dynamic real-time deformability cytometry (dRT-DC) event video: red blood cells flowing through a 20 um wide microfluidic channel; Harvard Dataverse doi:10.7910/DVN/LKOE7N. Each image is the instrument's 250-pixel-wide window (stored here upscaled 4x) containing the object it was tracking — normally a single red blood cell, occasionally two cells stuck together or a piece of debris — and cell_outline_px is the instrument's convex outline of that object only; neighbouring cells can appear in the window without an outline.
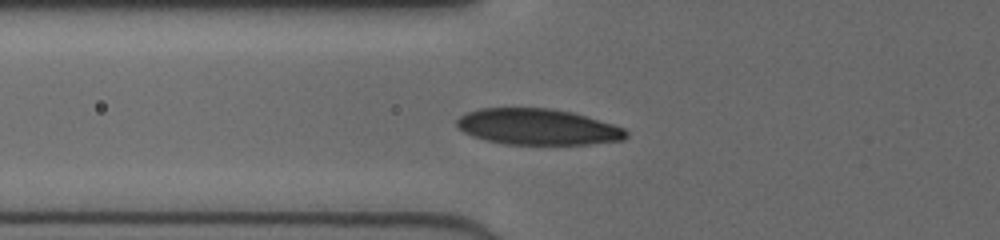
{"species": "human", "species_latin": "Homo sapiens", "temperature_condition": "cold", "stored_images_in_passage": 33, "camera_frame_rate_fps": 3000, "um_per_image_px": 0.085, "donor": {"sex": "female"}, "frame": {"image": 1, "passage_image": 2, "time_ms": 0.333, "image_size_px": [1000, 240], "cell_outline_px": [[628, 136], [624, 140], [588, 144], [504, 144], [484, 140], [472, 136], [456, 128], [456, 120], [460, 116], [468, 112], [480, 108], [552, 108], [572, 112], [612, 124], [624, 128], [628, 132]], "centroid_in_image_um": [45.68, 10.78], "position_along_channel_um": 80.1, "area_um2": 35.66}}
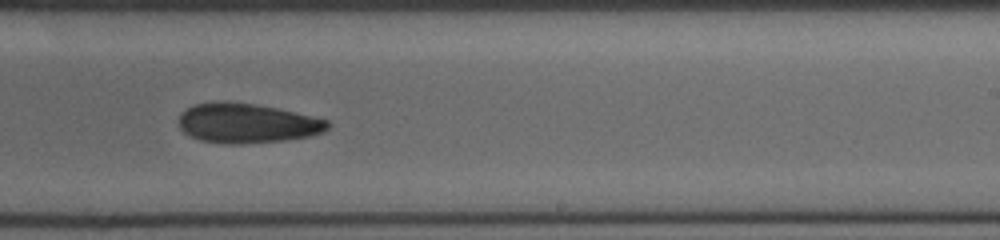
{"frame": {"image": 2, "passage_image": 16, "time_ms": 5.0, "image_size_px": [1000, 240], "cell_outline_px": [[328, 128], [324, 132], [308, 136], [284, 140], [240, 144], [228, 144], [200, 140], [184, 132], [180, 128], [180, 112], [192, 104], [220, 100], [228, 100], [256, 104], [276, 108], [328, 120]], "centroid_in_image_um": [20.94, 10.45], "position_along_channel_um": 268.1, "area_um2": 34.45}}
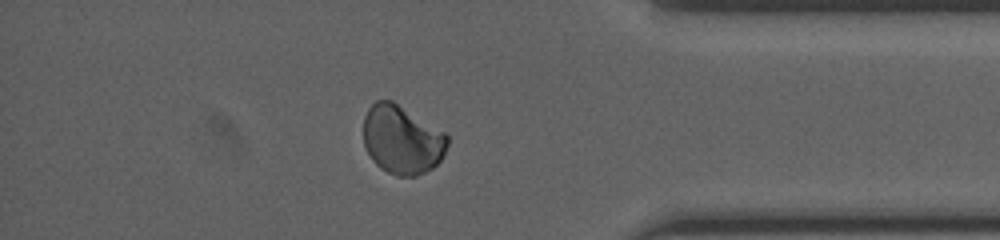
{"frame": {"image": 3, "passage_image": 27, "time_ms": 8.667, "image_size_px": [1000, 240], "cell_outline_px": [[448, 144], [440, 160], [432, 168], [416, 176], [396, 176], [380, 168], [372, 160], [364, 144], [364, 116], [368, 108], [376, 100], [392, 100], [444, 132], [448, 136]], "centroid_in_image_um": [34.15, 11.87], "position_along_channel_um": 401.0, "area_um2": 33.47}, "authors_computed_cell_mechanics": {"area_um2": 33.9864, "velocity_mm_per_s": 4.0379, "shape_relaxation_time_tau1_ms": 2.7248, "shape_relaxation_time_tau2_ms": null, "deformation_change_tau1": 0.0691, "deformation_change_tau2": null}}